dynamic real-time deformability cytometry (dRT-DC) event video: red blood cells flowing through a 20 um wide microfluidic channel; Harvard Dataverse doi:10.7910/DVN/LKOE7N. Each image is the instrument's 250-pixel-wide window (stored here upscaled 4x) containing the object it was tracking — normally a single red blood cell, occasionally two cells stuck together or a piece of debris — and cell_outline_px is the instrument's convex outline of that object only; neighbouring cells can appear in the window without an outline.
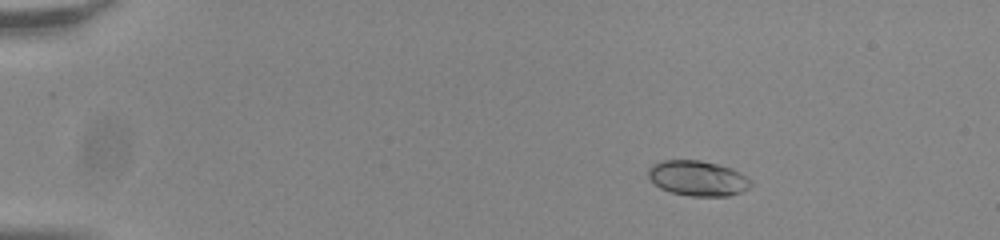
{"species": "common noctule bat (a hibernating species)", "species_latin": "Nyctalus noctula", "temperature_condition": "room temperature", "stored_images_in_passage": 47, "camera_frame_rate_fps": 3000, "um_per_image_px": 0.085, "animal": {"sex": "male", "body_mass_g": 20.0, "forearm_length_mm": 53.3}, "frame": {"image": 1, "passage_image": 1, "time_ms": 0.0, "image_size_px": [1000, 240], "cell_outline_px": [[752, 184], [748, 188], [740, 192], [728, 196], [692, 196], [672, 192], [660, 188], [648, 176], [648, 168], [652, 164], [664, 160], [700, 160], [732, 168], [748, 176], [752, 180]], "centroid_in_image_um": [59.33, 15.14], "position_along_channel_um": 25.7, "area_um2": 21.04}}
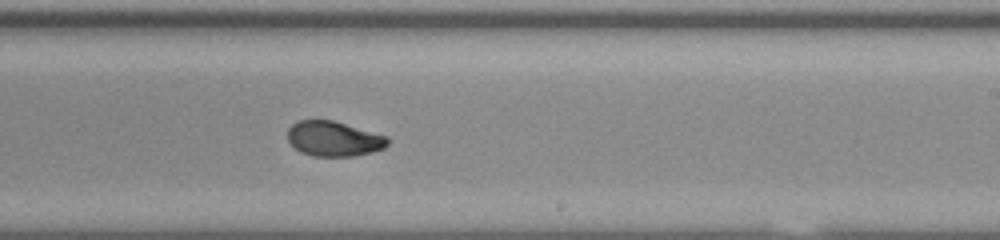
{"frame": {"image": 2, "passage_image": 27, "time_ms": 8.667, "image_size_px": [1000, 240], "cell_outline_px": [[388, 144], [384, 148], [372, 152], [356, 156], [312, 156], [300, 152], [288, 140], [288, 128], [292, 124], [300, 120], [332, 120], [388, 136]], "centroid_in_image_um": [28.38, 11.8], "position_along_channel_um": 260.6, "area_um2": 20.4}}
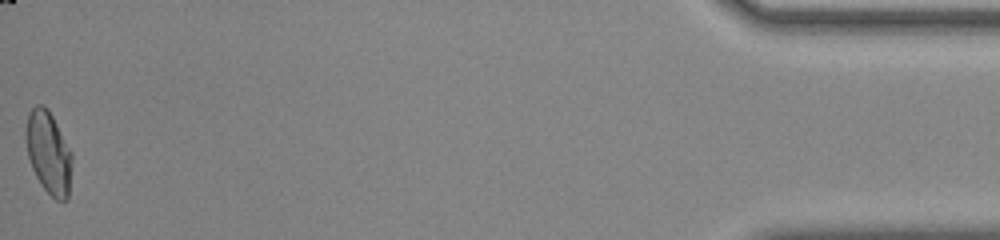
{"frame": {"image": 3, "passage_image": 47, "time_ms": 15.333, "image_size_px": [1000, 240], "cell_outline_px": [[72, 156], [68, 200], [56, 200], [40, 184], [32, 168], [28, 156], [24, 140], [24, 132], [28, 112], [36, 104], [40, 104], [48, 108], [72, 152]], "centroid_in_image_um": [4.1, 12.94], "position_along_channel_um": 431.1, "area_um2": 22.37}, "authors_computed_cell_mechanics": {"area_um2": 20.9814, "velocity_mm_per_s": 3.8318, "shape_relaxation_time_tau1_ms": 4.4476, "shape_relaxation_time_tau2_ms": 0.7495, "deformation_change_tau1": 0.1709, "deformation_change_tau2": 0.0431}}